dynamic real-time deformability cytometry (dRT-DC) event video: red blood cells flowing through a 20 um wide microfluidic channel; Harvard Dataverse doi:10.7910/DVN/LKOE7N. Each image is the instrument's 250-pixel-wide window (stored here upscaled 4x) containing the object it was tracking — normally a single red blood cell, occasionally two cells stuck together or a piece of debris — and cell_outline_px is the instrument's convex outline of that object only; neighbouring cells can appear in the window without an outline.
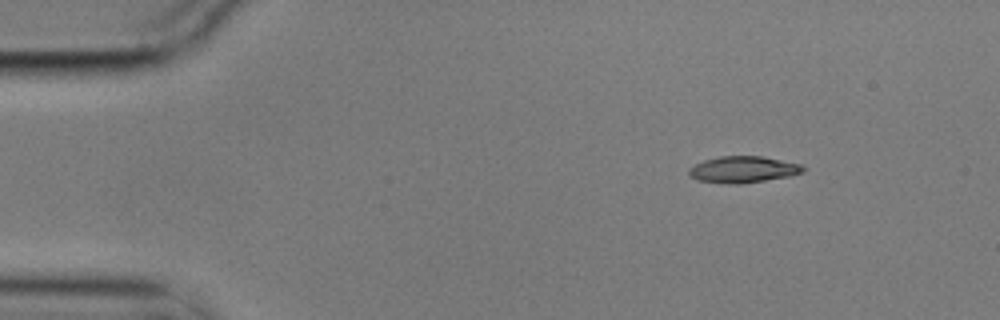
{"species": "common noctule bat (a hibernating species)", "species_latin": "Nyctalus noctula", "temperature_condition": "cold", "stored_images_in_passage": 10, "camera_frame_rate_fps": 3000, "um_per_image_px": 0.085, "animal": {"sex": "male", "body_mass_g": 17.9}, "frame": {"image": 1, "passage_image": 1, "time_ms": 0.0, "image_size_px": [1000, 320], "cell_outline_px": [[808, 168], [804, 172], [792, 176], [740, 184], [732, 184], [696, 180], [688, 176], [688, 168], [704, 160], [720, 156], [764, 156], [804, 164]], "centroid_in_image_um": [63.23, 14.4], "position_along_channel_um": 21.8, "area_um2": 18.03}}
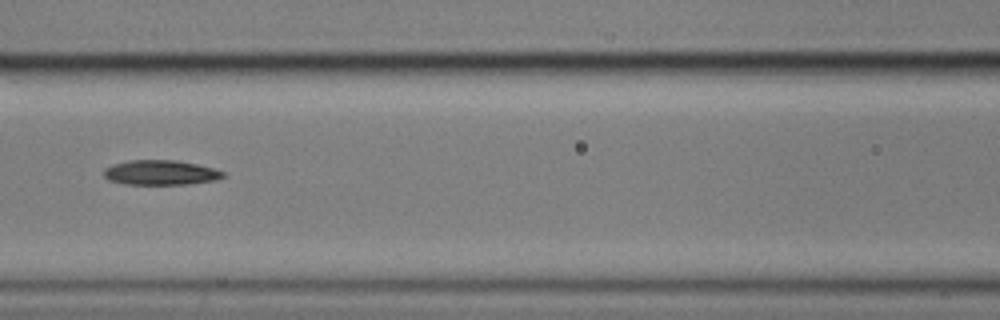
{"frame": {"image": 2, "passage_image": 6, "time_ms": 1.667, "image_size_px": [1000, 320], "cell_outline_px": [[224, 176], [216, 180], [188, 184], [124, 184], [108, 180], [104, 176], [104, 168], [112, 164], [128, 160], [176, 160], [196, 164], [212, 168], [224, 172]], "centroid_in_image_um": [13.61, 14.67], "position_along_channel_um": 153.0, "area_um2": 17.22}}
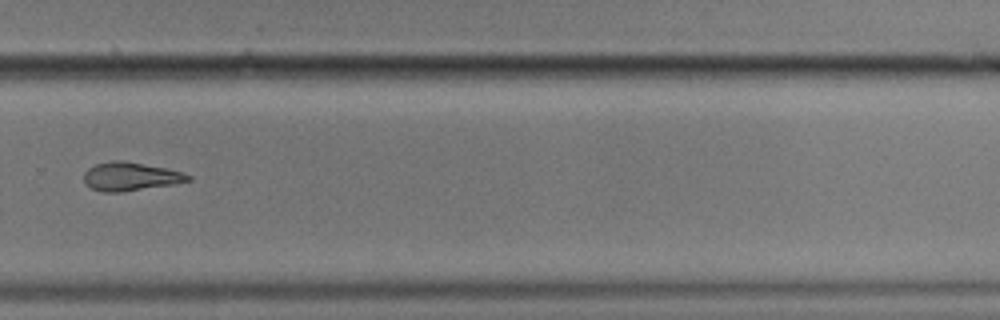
{"frame": {"image": 3, "passage_image": 10, "time_ms": 3.0, "image_size_px": [1000, 320], "cell_outline_px": [[192, 180], [172, 184], [120, 192], [100, 192], [92, 188], [84, 180], [84, 172], [88, 168], [96, 164], [112, 160], [124, 160], [164, 168], [180, 172], [192, 176]], "centroid_in_image_um": [11.06, 14.99], "position_along_channel_um": 318.7, "area_um2": 17.05}}